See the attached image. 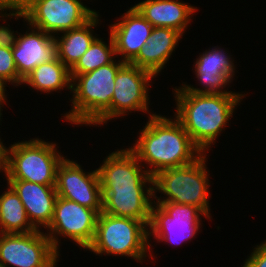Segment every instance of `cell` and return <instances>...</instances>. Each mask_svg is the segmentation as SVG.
Wrapping results in <instances>:
<instances>
[{
  "mask_svg": "<svg viewBox=\"0 0 266 267\" xmlns=\"http://www.w3.org/2000/svg\"><path fill=\"white\" fill-rule=\"evenodd\" d=\"M147 120L129 148L152 177L162 170L190 164L203 154L175 117L156 113Z\"/></svg>",
  "mask_w": 266,
  "mask_h": 267,
  "instance_id": "1",
  "label": "cell"
},
{
  "mask_svg": "<svg viewBox=\"0 0 266 267\" xmlns=\"http://www.w3.org/2000/svg\"><path fill=\"white\" fill-rule=\"evenodd\" d=\"M172 92L176 102L173 116L205 154L229 126L233 113L247 95L195 94L189 93L182 85L173 87Z\"/></svg>",
  "mask_w": 266,
  "mask_h": 267,
  "instance_id": "2",
  "label": "cell"
},
{
  "mask_svg": "<svg viewBox=\"0 0 266 267\" xmlns=\"http://www.w3.org/2000/svg\"><path fill=\"white\" fill-rule=\"evenodd\" d=\"M119 58L94 71L71 75V110L61 114L66 122L75 126L100 127L111 121V100L115 78L124 65Z\"/></svg>",
  "mask_w": 266,
  "mask_h": 267,
  "instance_id": "3",
  "label": "cell"
},
{
  "mask_svg": "<svg viewBox=\"0 0 266 267\" xmlns=\"http://www.w3.org/2000/svg\"><path fill=\"white\" fill-rule=\"evenodd\" d=\"M152 250L148 243V226L143 221L101 212L98 215L94 239L86 252L101 257H129L141 265L146 263L145 261L149 262L150 258L153 261L157 258Z\"/></svg>",
  "mask_w": 266,
  "mask_h": 267,
  "instance_id": "4",
  "label": "cell"
},
{
  "mask_svg": "<svg viewBox=\"0 0 266 267\" xmlns=\"http://www.w3.org/2000/svg\"><path fill=\"white\" fill-rule=\"evenodd\" d=\"M203 153L196 161L168 168L153 176L154 202H175L200 208L212 220L210 209V171ZM158 193L164 196H157Z\"/></svg>",
  "mask_w": 266,
  "mask_h": 267,
  "instance_id": "5",
  "label": "cell"
},
{
  "mask_svg": "<svg viewBox=\"0 0 266 267\" xmlns=\"http://www.w3.org/2000/svg\"><path fill=\"white\" fill-rule=\"evenodd\" d=\"M30 138L10 144L6 180L56 185V170L64 159L56 142Z\"/></svg>",
  "mask_w": 266,
  "mask_h": 267,
  "instance_id": "6",
  "label": "cell"
},
{
  "mask_svg": "<svg viewBox=\"0 0 266 267\" xmlns=\"http://www.w3.org/2000/svg\"><path fill=\"white\" fill-rule=\"evenodd\" d=\"M202 216L207 215L197 206L177 204L175 202H153L151 218L148 226L149 248L154 247L150 242H164L178 246L190 243L202 232ZM202 222V223H201ZM200 231V232H199Z\"/></svg>",
  "mask_w": 266,
  "mask_h": 267,
  "instance_id": "7",
  "label": "cell"
},
{
  "mask_svg": "<svg viewBox=\"0 0 266 267\" xmlns=\"http://www.w3.org/2000/svg\"><path fill=\"white\" fill-rule=\"evenodd\" d=\"M98 215L96 210L57 196L52 221L44 232L59 253L62 238L86 250L94 239Z\"/></svg>",
  "mask_w": 266,
  "mask_h": 267,
  "instance_id": "8",
  "label": "cell"
},
{
  "mask_svg": "<svg viewBox=\"0 0 266 267\" xmlns=\"http://www.w3.org/2000/svg\"><path fill=\"white\" fill-rule=\"evenodd\" d=\"M60 255L41 229L0 233V264L4 267H58Z\"/></svg>",
  "mask_w": 266,
  "mask_h": 267,
  "instance_id": "9",
  "label": "cell"
},
{
  "mask_svg": "<svg viewBox=\"0 0 266 267\" xmlns=\"http://www.w3.org/2000/svg\"><path fill=\"white\" fill-rule=\"evenodd\" d=\"M23 11L29 25L52 36L82 26L97 13L82 0H33Z\"/></svg>",
  "mask_w": 266,
  "mask_h": 267,
  "instance_id": "10",
  "label": "cell"
},
{
  "mask_svg": "<svg viewBox=\"0 0 266 267\" xmlns=\"http://www.w3.org/2000/svg\"><path fill=\"white\" fill-rule=\"evenodd\" d=\"M156 78L150 71L125 63L117 72L111 100V121L132 112L156 114L150 109L149 90ZM150 109V110H149ZM153 112V113H152Z\"/></svg>",
  "mask_w": 266,
  "mask_h": 267,
  "instance_id": "11",
  "label": "cell"
},
{
  "mask_svg": "<svg viewBox=\"0 0 266 267\" xmlns=\"http://www.w3.org/2000/svg\"><path fill=\"white\" fill-rule=\"evenodd\" d=\"M12 18L23 19L25 26L27 25L26 32L24 30L23 34L19 32L17 42L12 48L18 75L24 79L38 65L48 63L57 57L56 44L54 36L27 23L23 10L0 6V20L6 22Z\"/></svg>",
  "mask_w": 266,
  "mask_h": 267,
  "instance_id": "12",
  "label": "cell"
},
{
  "mask_svg": "<svg viewBox=\"0 0 266 267\" xmlns=\"http://www.w3.org/2000/svg\"><path fill=\"white\" fill-rule=\"evenodd\" d=\"M199 56V57H198ZM194 61V74L199 87L182 83V86L189 92L195 94H243L244 92L229 91L228 88L233 82L237 67L229 50L221 46H212L203 53H199ZM236 68V69H235ZM236 71V72H235ZM228 87V88H227ZM227 88V89H226Z\"/></svg>",
  "mask_w": 266,
  "mask_h": 267,
  "instance_id": "13",
  "label": "cell"
},
{
  "mask_svg": "<svg viewBox=\"0 0 266 267\" xmlns=\"http://www.w3.org/2000/svg\"><path fill=\"white\" fill-rule=\"evenodd\" d=\"M76 161L65 156L58 165L55 185L57 195L101 213L102 191L97 168L86 172Z\"/></svg>",
  "mask_w": 266,
  "mask_h": 267,
  "instance_id": "14",
  "label": "cell"
},
{
  "mask_svg": "<svg viewBox=\"0 0 266 267\" xmlns=\"http://www.w3.org/2000/svg\"><path fill=\"white\" fill-rule=\"evenodd\" d=\"M102 212L143 221L149 226L153 186L101 187Z\"/></svg>",
  "mask_w": 266,
  "mask_h": 267,
  "instance_id": "15",
  "label": "cell"
},
{
  "mask_svg": "<svg viewBox=\"0 0 266 267\" xmlns=\"http://www.w3.org/2000/svg\"><path fill=\"white\" fill-rule=\"evenodd\" d=\"M97 171L101 187L153 186V177L129 147L109 152Z\"/></svg>",
  "mask_w": 266,
  "mask_h": 267,
  "instance_id": "16",
  "label": "cell"
},
{
  "mask_svg": "<svg viewBox=\"0 0 266 267\" xmlns=\"http://www.w3.org/2000/svg\"><path fill=\"white\" fill-rule=\"evenodd\" d=\"M116 21L108 25V33L113 38L116 58L121 56L122 62L131 63L151 36L153 26L133 5L122 15L120 14Z\"/></svg>",
  "mask_w": 266,
  "mask_h": 267,
  "instance_id": "17",
  "label": "cell"
},
{
  "mask_svg": "<svg viewBox=\"0 0 266 267\" xmlns=\"http://www.w3.org/2000/svg\"><path fill=\"white\" fill-rule=\"evenodd\" d=\"M6 181L18 194L31 224L36 229L40 230L41 228L44 231L51 223L54 215V205L58 196L55 186L24 180Z\"/></svg>",
  "mask_w": 266,
  "mask_h": 267,
  "instance_id": "18",
  "label": "cell"
},
{
  "mask_svg": "<svg viewBox=\"0 0 266 267\" xmlns=\"http://www.w3.org/2000/svg\"><path fill=\"white\" fill-rule=\"evenodd\" d=\"M182 0H144L133 6L153 26L173 28L184 36L198 8Z\"/></svg>",
  "mask_w": 266,
  "mask_h": 267,
  "instance_id": "19",
  "label": "cell"
},
{
  "mask_svg": "<svg viewBox=\"0 0 266 267\" xmlns=\"http://www.w3.org/2000/svg\"><path fill=\"white\" fill-rule=\"evenodd\" d=\"M183 36L173 28L153 27L151 36L130 64L148 70L157 77L167 67Z\"/></svg>",
  "mask_w": 266,
  "mask_h": 267,
  "instance_id": "20",
  "label": "cell"
},
{
  "mask_svg": "<svg viewBox=\"0 0 266 267\" xmlns=\"http://www.w3.org/2000/svg\"><path fill=\"white\" fill-rule=\"evenodd\" d=\"M100 18L101 16L97 12L82 26L54 36L57 58L69 69L77 63L98 37L94 32V28L102 24Z\"/></svg>",
  "mask_w": 266,
  "mask_h": 267,
  "instance_id": "21",
  "label": "cell"
},
{
  "mask_svg": "<svg viewBox=\"0 0 266 267\" xmlns=\"http://www.w3.org/2000/svg\"><path fill=\"white\" fill-rule=\"evenodd\" d=\"M27 85L31 90L54 94L62 90L72 91V78L70 69L66 67L57 57L48 62L42 63L34 68L24 79L22 85ZM54 92V93H53Z\"/></svg>",
  "mask_w": 266,
  "mask_h": 267,
  "instance_id": "22",
  "label": "cell"
},
{
  "mask_svg": "<svg viewBox=\"0 0 266 267\" xmlns=\"http://www.w3.org/2000/svg\"><path fill=\"white\" fill-rule=\"evenodd\" d=\"M0 194V233H30L37 230L29 221L18 194L8 184Z\"/></svg>",
  "mask_w": 266,
  "mask_h": 267,
  "instance_id": "23",
  "label": "cell"
},
{
  "mask_svg": "<svg viewBox=\"0 0 266 267\" xmlns=\"http://www.w3.org/2000/svg\"><path fill=\"white\" fill-rule=\"evenodd\" d=\"M109 41L97 37L83 56L70 69L71 75L85 74L95 69L112 63L116 58L115 46L111 34H108Z\"/></svg>",
  "mask_w": 266,
  "mask_h": 267,
  "instance_id": "24",
  "label": "cell"
},
{
  "mask_svg": "<svg viewBox=\"0 0 266 267\" xmlns=\"http://www.w3.org/2000/svg\"><path fill=\"white\" fill-rule=\"evenodd\" d=\"M0 79L14 87H21L23 79L18 75L12 48L0 47ZM11 83V84H10Z\"/></svg>",
  "mask_w": 266,
  "mask_h": 267,
  "instance_id": "25",
  "label": "cell"
},
{
  "mask_svg": "<svg viewBox=\"0 0 266 267\" xmlns=\"http://www.w3.org/2000/svg\"><path fill=\"white\" fill-rule=\"evenodd\" d=\"M253 247L242 267H266V239Z\"/></svg>",
  "mask_w": 266,
  "mask_h": 267,
  "instance_id": "26",
  "label": "cell"
},
{
  "mask_svg": "<svg viewBox=\"0 0 266 267\" xmlns=\"http://www.w3.org/2000/svg\"><path fill=\"white\" fill-rule=\"evenodd\" d=\"M11 26L0 24V47L13 48L17 42L19 32L12 30Z\"/></svg>",
  "mask_w": 266,
  "mask_h": 267,
  "instance_id": "27",
  "label": "cell"
},
{
  "mask_svg": "<svg viewBox=\"0 0 266 267\" xmlns=\"http://www.w3.org/2000/svg\"><path fill=\"white\" fill-rule=\"evenodd\" d=\"M1 137V136H0ZM3 139L0 138V173L4 172V177L7 175L8 172V160H9V149L10 145L7 147L6 143L4 144Z\"/></svg>",
  "mask_w": 266,
  "mask_h": 267,
  "instance_id": "28",
  "label": "cell"
},
{
  "mask_svg": "<svg viewBox=\"0 0 266 267\" xmlns=\"http://www.w3.org/2000/svg\"><path fill=\"white\" fill-rule=\"evenodd\" d=\"M33 0H0V6L8 9L23 10Z\"/></svg>",
  "mask_w": 266,
  "mask_h": 267,
  "instance_id": "29",
  "label": "cell"
},
{
  "mask_svg": "<svg viewBox=\"0 0 266 267\" xmlns=\"http://www.w3.org/2000/svg\"><path fill=\"white\" fill-rule=\"evenodd\" d=\"M8 97H0V125L2 126V120L1 119H3V114H2V112H3V109L2 108H4V106L5 105H7L8 104V99H7ZM2 117V118H1Z\"/></svg>",
  "mask_w": 266,
  "mask_h": 267,
  "instance_id": "30",
  "label": "cell"
},
{
  "mask_svg": "<svg viewBox=\"0 0 266 267\" xmlns=\"http://www.w3.org/2000/svg\"><path fill=\"white\" fill-rule=\"evenodd\" d=\"M5 83L0 79V97H8Z\"/></svg>",
  "mask_w": 266,
  "mask_h": 267,
  "instance_id": "31",
  "label": "cell"
}]
</instances>
